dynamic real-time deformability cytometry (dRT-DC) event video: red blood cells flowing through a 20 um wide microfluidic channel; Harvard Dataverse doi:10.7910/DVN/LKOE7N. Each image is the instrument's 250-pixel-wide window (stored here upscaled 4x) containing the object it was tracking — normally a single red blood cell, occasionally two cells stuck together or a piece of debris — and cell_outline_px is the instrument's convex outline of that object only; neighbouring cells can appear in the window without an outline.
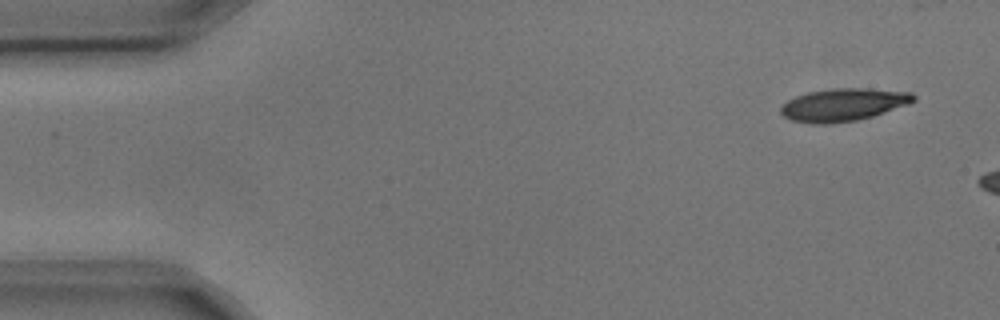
{"species": "common noctule bat (a hibernating species)", "species_latin": "Nyctalus noctula", "temperature_condition": "cold", "stored_images_in_passage": 5, "segment_of_instrument_passage": [2, 2], "camera_frame_rate_fps": 3000, "um_per_image_px": 0.085, "animal": {"sex": "male", "body_mass_g": 17.9, "forearm_length_mm": 54.2}, "frame": {"image": 1, "passage_image": 5, "time_ms": 1.333, "image_size_px": [1000, 320], "cell_outline_px": [[916, 100], [908, 104], [872, 116], [856, 120], [824, 124], [812, 124], [792, 120], [784, 116], [780, 112], [780, 108], [788, 100], [796, 96], [808, 92], [832, 88], [868, 88], [912, 92], [916, 96]], "centroid_in_image_um": [71.69, 8.89], "position_along_channel_um": 13.3, "area_um2": 25.2}}